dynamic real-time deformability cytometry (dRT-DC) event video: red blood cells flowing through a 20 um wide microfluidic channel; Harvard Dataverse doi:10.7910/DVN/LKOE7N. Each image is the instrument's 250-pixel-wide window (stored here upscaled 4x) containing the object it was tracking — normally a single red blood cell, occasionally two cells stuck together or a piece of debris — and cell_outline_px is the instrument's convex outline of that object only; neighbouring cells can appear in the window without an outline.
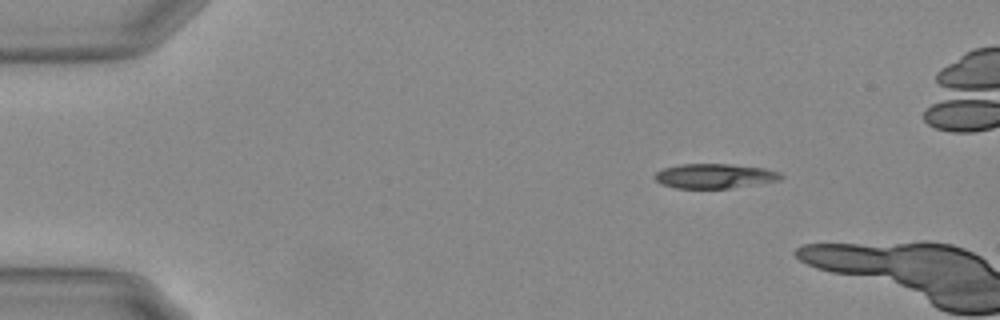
{"species": "Egyptian fruit bat (a non-hibernating species)", "species_latin": "Rousettus aegyptiacus", "temperature_condition": "warm", "stored_images_in_passage": 4, "camera_frame_rate_fps": 3000, "um_per_image_px": 0.085, "animal": {"sex": "female"}, "frame": {"image": 1, "passage_image": 1, "time_ms": 0.0, "image_size_px": [1000, 320], "cell_outline_px": [[784, 176], [780, 180], [732, 188], [676, 188], [660, 184], [656, 180], [656, 172], [664, 168], [680, 164], [732, 164], [764, 168], [780, 172]], "centroid_in_image_um": [60.76, 14.96], "position_along_channel_um": 24.2, "area_um2": 18.09}}